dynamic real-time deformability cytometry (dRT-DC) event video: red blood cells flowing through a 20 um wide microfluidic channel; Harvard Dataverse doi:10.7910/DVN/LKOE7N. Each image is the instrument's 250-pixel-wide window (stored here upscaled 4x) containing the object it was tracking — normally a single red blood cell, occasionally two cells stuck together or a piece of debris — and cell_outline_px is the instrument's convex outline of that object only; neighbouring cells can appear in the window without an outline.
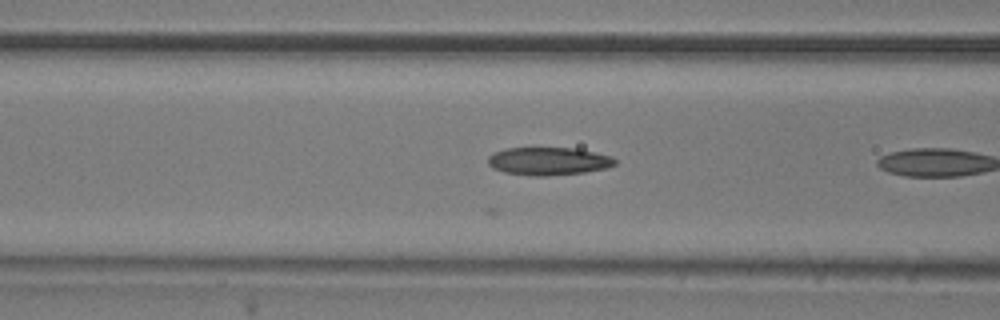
{"species": "common noctule bat (a hibernating species)", "species_latin": "Nyctalus noctula", "temperature_condition": "room temperature", "stored_images_in_passage": 19, "camera_frame_rate_fps": 3000, "um_per_image_px": 0.085, "animal": {"sex": "male", "body_mass_g": 20.5, "forearm_length_mm": 52.5}, "frame": {"image": 1, "passage_image": 18, "time_ms": 5.667, "image_size_px": [1000, 320], "cell_outline_px": [[616, 164], [608, 168], [584, 172], [548, 176], [532, 176], [504, 172], [492, 168], [488, 164], [488, 156], [492, 152], [504, 148], [576, 148], [612, 156], [616, 160]], "centroid_in_image_um": [46.6, 13.7], "position_along_channel_um": 120.0, "area_um2": 20.87}}